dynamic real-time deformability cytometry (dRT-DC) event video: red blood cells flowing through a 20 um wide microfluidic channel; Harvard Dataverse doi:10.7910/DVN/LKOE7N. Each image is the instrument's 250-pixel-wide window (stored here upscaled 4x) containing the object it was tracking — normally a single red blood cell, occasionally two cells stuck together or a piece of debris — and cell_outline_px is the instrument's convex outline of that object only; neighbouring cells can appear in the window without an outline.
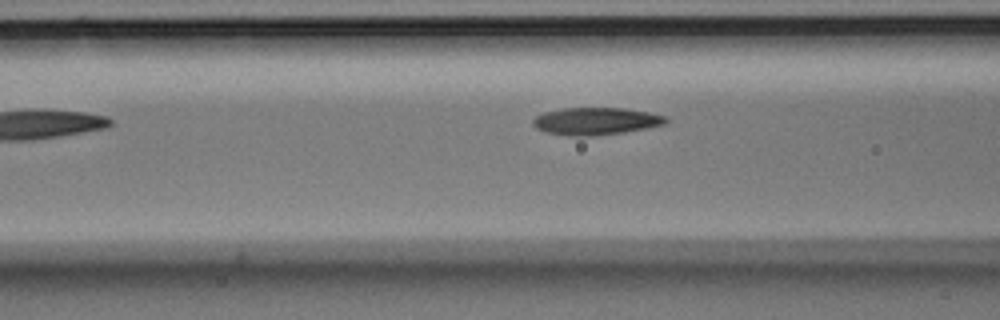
{"species": "Egyptian fruit bat (a non-hibernating species)", "species_latin": "Rousettus aegyptiacus", "temperature_condition": "room temperature", "stored_images_in_passage": 9, "camera_frame_rate_fps": 3000, "um_per_image_px": 0.085, "animal": {"sex": "male"}, "frame": {"image": 1, "passage_image": 6, "time_ms": 1.667, "image_size_px": [1000, 320], "cell_outline_px": [[668, 120], [664, 124], [624, 132], [592, 136], [568, 136], [544, 132], [536, 128], [532, 124], [532, 120], [536, 116], [544, 112], [564, 108], [624, 108], [652, 112], [668, 116]], "centroid_in_image_um": [50.64, 10.29], "position_along_channel_um": 116.0, "area_um2": 21.33}}
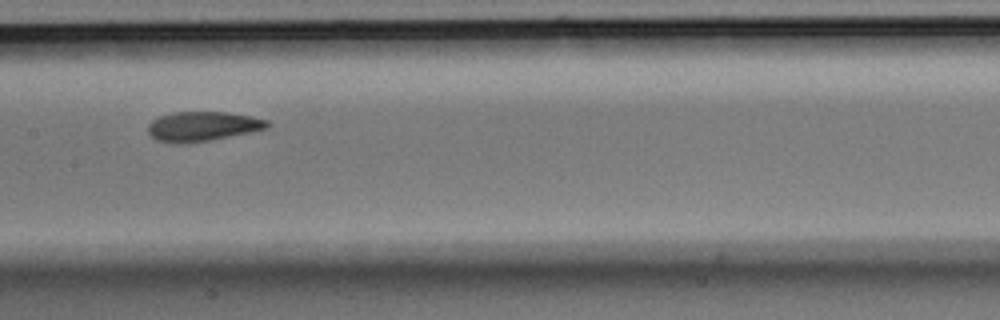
{"frame": {"image": 2, "passage_image": 8, "time_ms": 2.333, "image_size_px": [1000, 320], "cell_outline_px": [[268, 128], [212, 140], [184, 144], [172, 144], [156, 140], [148, 132], [148, 124], [152, 120], [160, 116], [172, 112], [228, 112], [252, 116], [268, 120]], "centroid_in_image_um": [17.19, 10.75], "position_along_channel_um": 190.2, "area_um2": 20.75}}
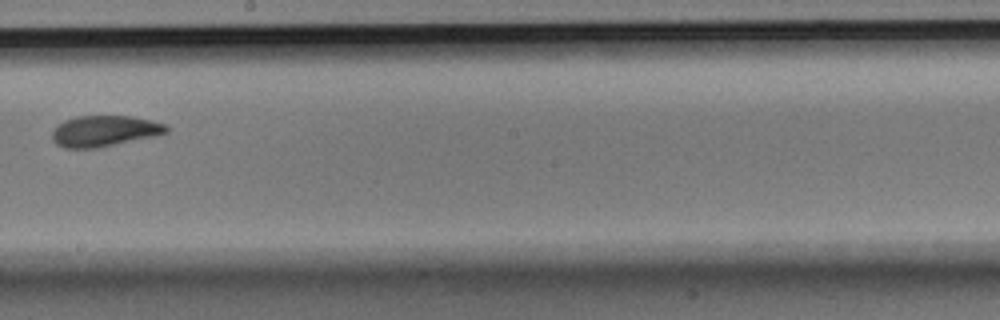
{"frame": {"image": 3, "passage_image": 9, "time_ms": 2.667, "image_size_px": [1000, 320], "cell_outline_px": [[168, 132], [156, 136], [96, 148], [64, 148], [56, 144], [52, 140], [52, 132], [64, 120], [76, 116], [132, 116], [152, 120], [168, 124]], "centroid_in_image_um": [8.91, 11.13], "position_along_channel_um": 239.3, "area_um2": 20.69}}